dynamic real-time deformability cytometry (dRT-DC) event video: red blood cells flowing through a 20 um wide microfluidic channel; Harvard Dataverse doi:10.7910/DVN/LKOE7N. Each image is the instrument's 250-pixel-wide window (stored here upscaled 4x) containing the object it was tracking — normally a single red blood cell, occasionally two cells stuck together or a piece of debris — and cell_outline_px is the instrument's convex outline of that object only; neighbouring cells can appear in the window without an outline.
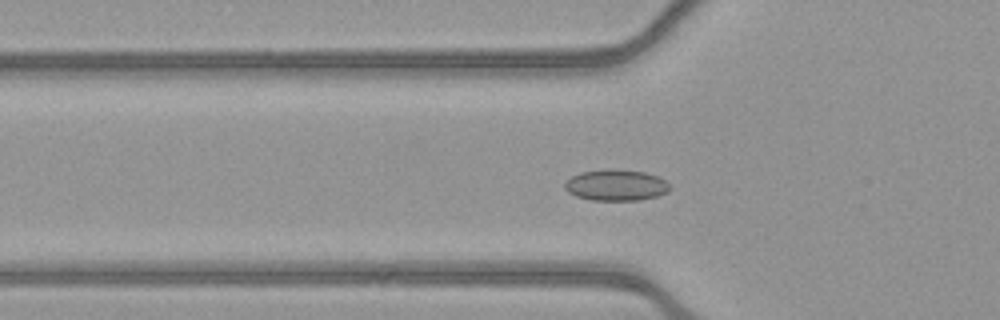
{"species": "common noctule bat (a hibernating species)", "species_latin": "Nyctalus noctula", "temperature_condition": "warm", "stored_images_in_passage": 54, "camera_frame_rate_fps": 3000, "um_per_image_px": 0.085, "animal": {"sex": "female", "body_mass_g": 21.9}, "frame": {"image": 1, "passage_image": 18, "time_ms": 5.667, "image_size_px": [1000, 320], "cell_outline_px": [[672, 188], [668, 192], [656, 196], [640, 200], [592, 200], [576, 196], [568, 192], [564, 188], [564, 184], [572, 176], [580, 172], [612, 168], [644, 172], [656, 176], [664, 180]], "centroid_in_image_um": [52.36, 15.73], "position_along_channel_um": 73.4, "area_um2": 19.07}}
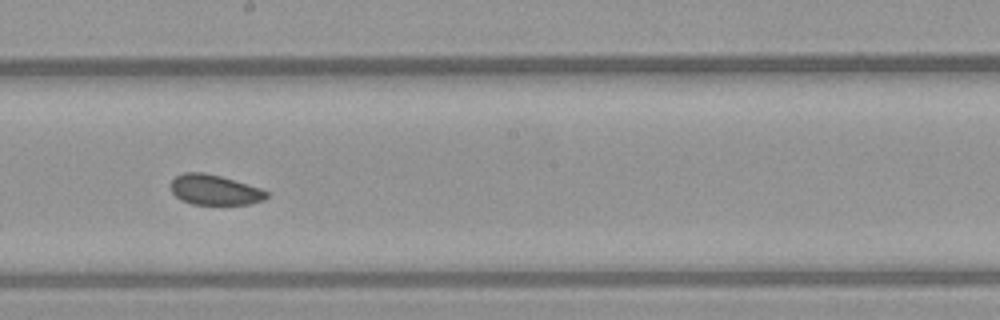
{"frame": {"image": 2, "passage_image": 30, "time_ms": 9.667, "image_size_px": [1000, 320], "cell_outline_px": [[268, 196], [264, 200], [252, 204], [192, 204], [180, 200], [172, 192], [172, 180], [176, 176], [184, 172], [204, 172], [220, 176], [260, 188], [268, 192]], "centroid_in_image_um": [18.25, 16.14], "position_along_channel_um": 230.0, "area_um2": 16.76}}
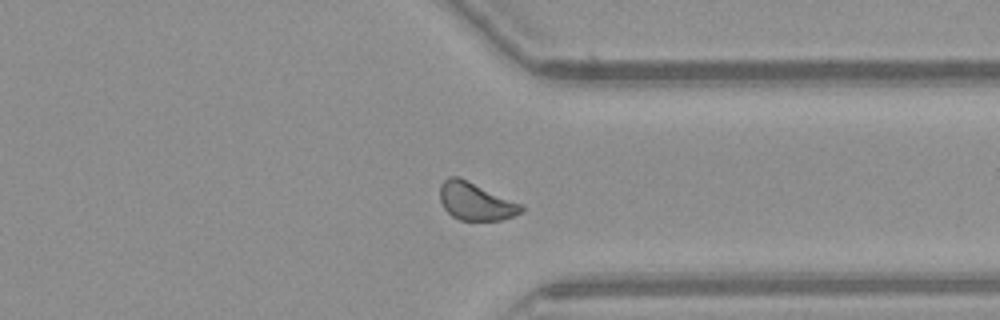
{"frame": {"image": 3, "passage_image": 41, "time_ms": 13.333, "image_size_px": [1000, 320], "cell_outline_px": [[524, 212], [500, 220], [460, 220], [452, 216], [444, 208], [440, 200], [440, 184], [448, 176], [460, 176], [520, 204], [524, 208]], "centroid_in_image_um": [40.39, 17.1], "position_along_channel_um": 371.0, "area_um2": 17.8}, "authors_computed_cell_mechanics": {"area_um2": 17.9758, "velocity_mm_per_s": 3.8804, "shape_relaxation_time_tau1_ms": null, "shape_relaxation_time_tau2_ms": 3.4941, "deformation_change_tau1": null, "deformation_change_tau2": 0.0795}}